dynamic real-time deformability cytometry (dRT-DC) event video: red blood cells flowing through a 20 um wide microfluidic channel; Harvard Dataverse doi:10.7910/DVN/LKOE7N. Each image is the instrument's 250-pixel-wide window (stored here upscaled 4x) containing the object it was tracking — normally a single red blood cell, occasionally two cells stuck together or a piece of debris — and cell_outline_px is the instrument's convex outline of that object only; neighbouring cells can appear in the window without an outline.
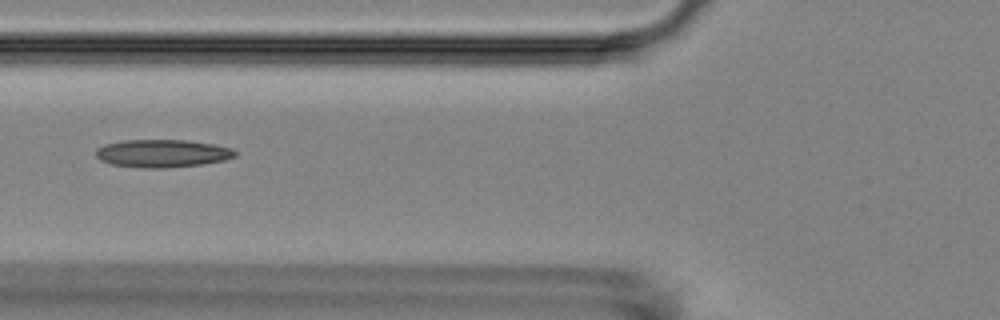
{"species": "Egyptian fruit bat (a non-hibernating species)", "species_latin": "Rousettus aegyptiacus", "temperature_condition": "room temperature", "stored_images_in_passage": 8, "camera_frame_rate_fps": 3000, "um_per_image_px": 0.085, "animal": {"sex": "female"}, "frame": {"image": 1, "passage_image": 4, "time_ms": 3.333, "image_size_px": [1000, 320], "cell_outline_px": [[236, 156], [224, 160], [200, 164], [164, 168], [144, 168], [112, 164], [100, 160], [96, 156], [96, 148], [104, 144], [124, 140], [188, 140], [212, 144], [232, 148], [236, 152]], "centroid_in_image_um": [13.78, 13.03], "position_along_channel_um": 112.0, "area_um2": 22.48}}
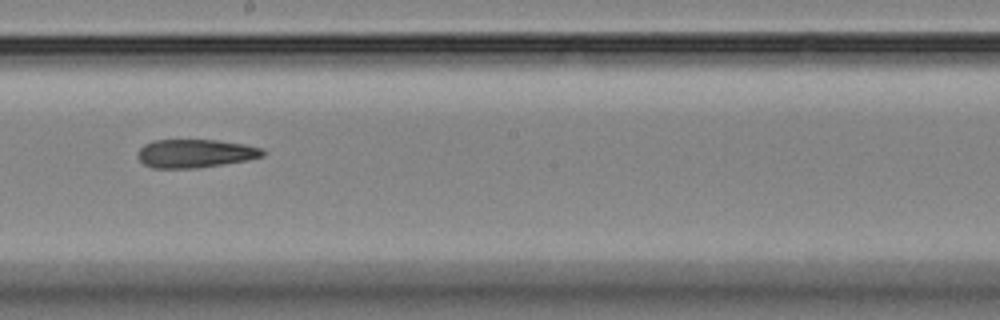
{"frame": {"image": 2, "passage_image": 7, "time_ms": 6.667, "image_size_px": [1000, 320], "cell_outline_px": [[264, 156], [248, 160], [196, 168], [152, 168], [144, 164], [136, 156], [136, 152], [144, 144], [152, 140], [220, 140], [244, 144], [264, 148]], "centroid_in_image_um": [16.58, 13.03], "position_along_channel_um": 231.6, "area_um2": 20.87}}
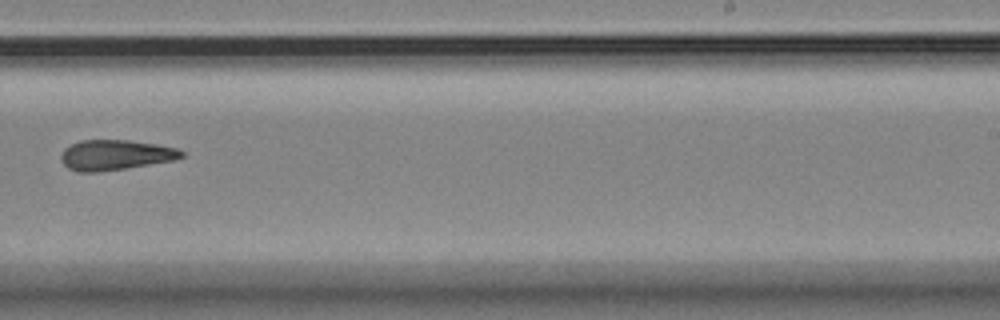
{"frame": {"image": 3, "passage_image": 8, "time_ms": 8.0, "image_size_px": [1000, 320], "cell_outline_px": [[184, 156], [176, 160], [124, 168], [96, 172], [80, 172], [68, 168], [60, 160], [60, 156], [64, 148], [80, 140], [128, 140], [156, 144], [180, 148], [184, 152]], "centroid_in_image_um": [9.82, 13.16], "position_along_channel_um": 279.2, "area_um2": 21.27}}